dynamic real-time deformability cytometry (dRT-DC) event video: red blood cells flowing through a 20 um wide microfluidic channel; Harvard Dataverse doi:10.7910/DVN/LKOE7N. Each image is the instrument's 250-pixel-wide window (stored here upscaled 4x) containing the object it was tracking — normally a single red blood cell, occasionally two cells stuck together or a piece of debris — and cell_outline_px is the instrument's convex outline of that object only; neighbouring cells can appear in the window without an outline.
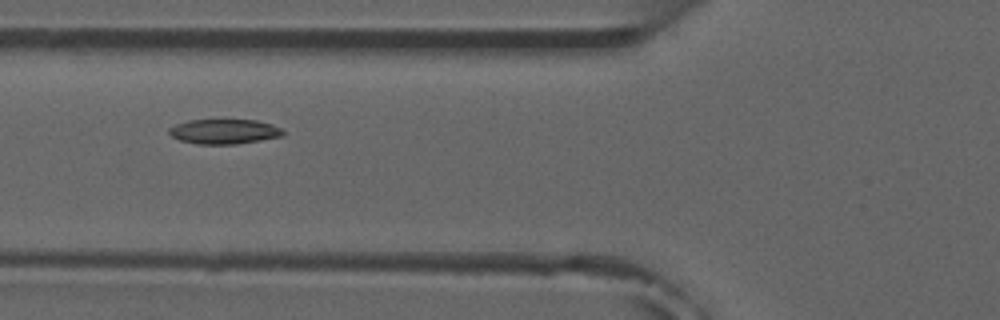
{"species": "common noctule bat (a hibernating species)", "species_latin": "Nyctalus noctula", "temperature_condition": "room temperature", "stored_images_in_passage": 8, "camera_frame_rate_fps": 3000, "um_per_image_px": 0.085, "animal": {"sex": "male", "forearm_length_mm": 52.5}, "frame": {"image": 1, "passage_image": 6, "time_ms": 5.667, "image_size_px": [1000, 320], "cell_outline_px": [[284, 132], [280, 136], [260, 140], [236, 144], [196, 144], [180, 140], [172, 136], [168, 132], [168, 128], [176, 124], [188, 120], [256, 120], [272, 124], [280, 128]], "centroid_in_image_um": [19.02, 11.18], "position_along_channel_um": 106.8, "area_um2": 16.36}}
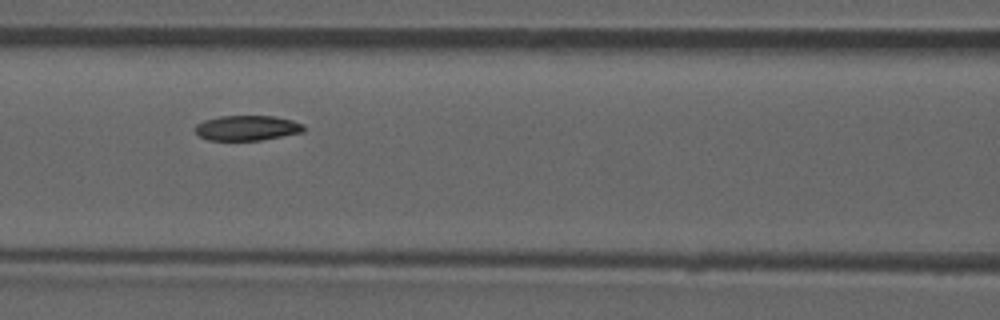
{"frame": {"image": 2, "passage_image": 7, "time_ms": 6.667, "image_size_px": [1000, 320], "cell_outline_px": [[304, 132], [260, 140], [208, 140], [200, 136], [196, 132], [196, 124], [204, 120], [220, 116], [272, 116], [292, 120], [304, 124]], "centroid_in_image_um": [21.01, 10.87], "position_along_channel_um": 145.6, "area_um2": 15.78}}